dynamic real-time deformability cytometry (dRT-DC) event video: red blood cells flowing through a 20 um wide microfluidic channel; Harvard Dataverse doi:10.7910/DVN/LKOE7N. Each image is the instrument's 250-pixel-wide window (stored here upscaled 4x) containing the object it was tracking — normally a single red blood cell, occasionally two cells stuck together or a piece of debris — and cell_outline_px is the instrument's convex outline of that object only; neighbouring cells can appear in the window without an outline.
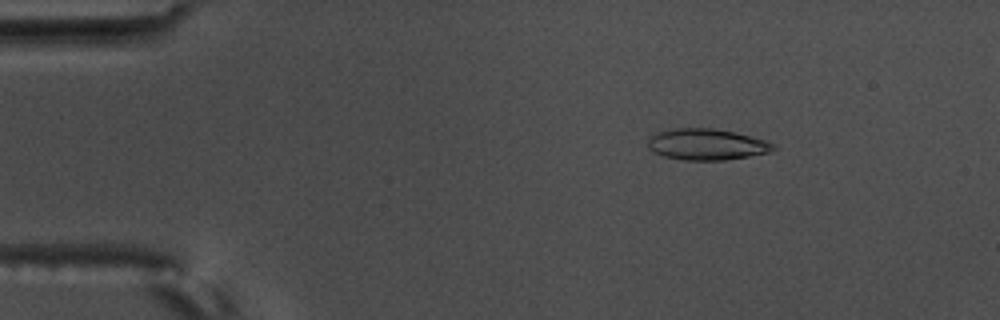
{"species": "common noctule bat (a hibernating species)", "species_latin": "Nyctalus noctula", "temperature_condition": "warm", "stored_images_in_passage": 5, "camera_frame_rate_fps": 3000, "um_per_image_px": 0.085, "animal": {"sex": "male", "body_mass_g": 17.5, "forearm_length_mm": 52.3}, "frame": {"image": 1, "passage_image": 5, "time_ms": 1.333, "image_size_px": [1000, 320], "cell_outline_px": [[776, 148], [768, 152], [748, 156], [724, 160], [684, 160], [664, 156], [648, 148], [648, 140], [656, 132], [676, 128], [712, 128], [732, 132], [768, 140], [776, 144]], "centroid_in_image_um": [60.08, 12.27], "position_along_channel_um": 24.9, "area_um2": 22.66}}